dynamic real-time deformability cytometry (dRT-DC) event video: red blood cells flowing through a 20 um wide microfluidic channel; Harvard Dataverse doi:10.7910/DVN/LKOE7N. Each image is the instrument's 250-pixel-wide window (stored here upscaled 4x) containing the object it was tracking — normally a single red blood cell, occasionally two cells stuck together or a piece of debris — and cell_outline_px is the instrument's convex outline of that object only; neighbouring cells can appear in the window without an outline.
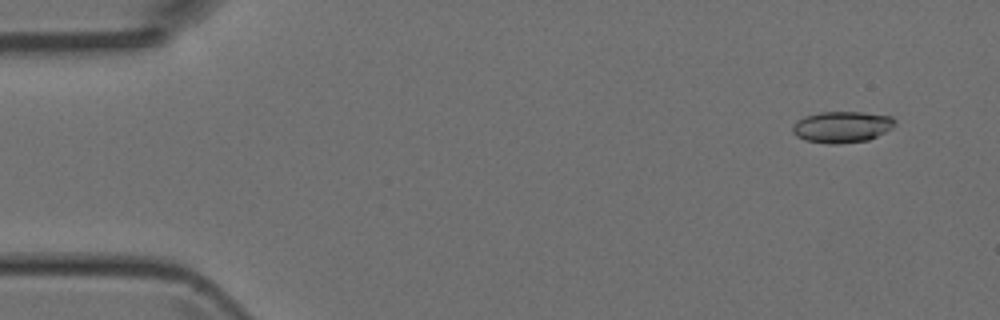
{"species": "Egyptian fruit bat (a non-hibernating species)", "species_latin": "Rousettus aegyptiacus", "temperature_condition": "room temperature", "stored_images_in_passage": 49, "camera_frame_rate_fps": 3000, "um_per_image_px": 0.085, "animal": {"sex": "female"}, "frame": {"image": 1, "passage_image": 4, "time_ms": 1.0, "image_size_px": [1000, 320], "cell_outline_px": [[896, 124], [892, 128], [868, 140], [836, 144], [828, 144], [804, 140], [796, 136], [792, 132], [792, 128], [796, 120], [804, 116], [820, 112], [864, 112], [892, 116], [896, 120]], "centroid_in_image_um": [71.55, 10.78], "position_along_channel_um": 13.4, "area_um2": 18.84}}
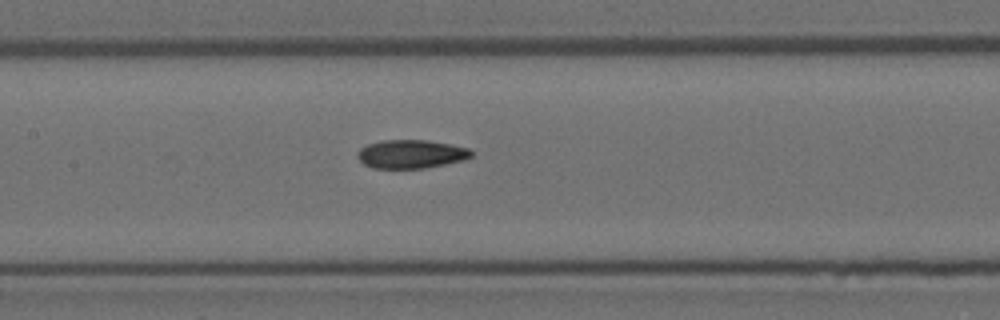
{"frame": {"image": 2, "passage_image": 23, "time_ms": 7.333, "image_size_px": [1000, 320], "cell_outline_px": [[472, 156], [464, 160], [424, 168], [372, 168], [364, 164], [356, 156], [360, 148], [368, 144], [384, 140], [428, 140], [452, 144], [468, 148], [472, 152]], "centroid_in_image_um": [34.94, 13.09], "position_along_channel_um": 172.5, "area_um2": 18.9}}
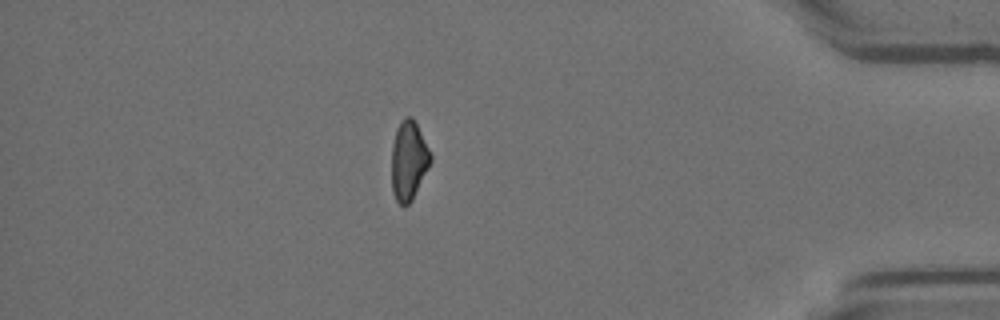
{"frame": {"image": 3, "passage_image": 42, "time_ms": 13.667, "image_size_px": [1000, 320], "cell_outline_px": [[432, 160], [412, 200], [404, 208], [396, 200], [392, 192], [392, 144], [396, 128], [400, 120], [404, 116], [412, 116], [432, 156]], "centroid_in_image_um": [34.72, 13.64], "position_along_channel_um": 400.5, "area_um2": 17.98}}